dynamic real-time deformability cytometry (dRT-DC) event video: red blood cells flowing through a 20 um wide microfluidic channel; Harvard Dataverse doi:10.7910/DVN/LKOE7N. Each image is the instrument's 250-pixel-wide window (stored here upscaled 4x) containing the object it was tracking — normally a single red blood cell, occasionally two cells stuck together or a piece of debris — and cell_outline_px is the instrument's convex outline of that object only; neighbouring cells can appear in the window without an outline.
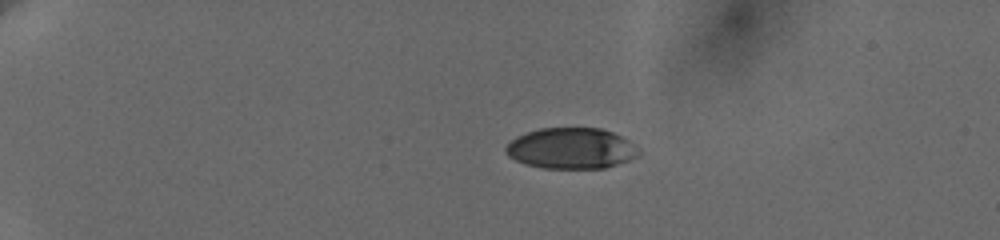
{"species": "human", "species_latin": "Homo sapiens", "temperature_condition": "cold", "stored_images_in_passage": 46, "camera_frame_rate_fps": 3000, "um_per_image_px": 0.085, "donor": {"sex": "female"}, "frame": {"image": 1, "passage_image": 1, "time_ms": 0.0, "image_size_px": [1000, 240], "cell_outline_px": [[640, 156], [604, 168], [544, 168], [524, 164], [508, 156], [504, 152], [504, 148], [516, 136], [540, 128], [600, 128], [612, 132], [628, 140], [640, 152]], "centroid_in_image_um": [48.52, 12.61], "position_along_channel_um": 36.5, "area_um2": 31.56}}
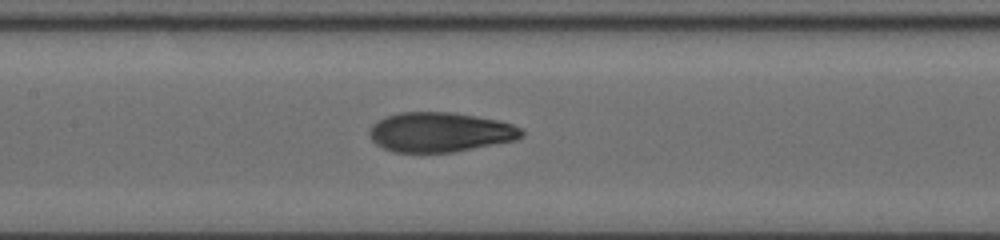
{"frame": {"image": 2, "passage_image": 19, "time_ms": 6.0, "image_size_px": [1000, 240], "cell_outline_px": [[524, 136], [516, 140], [456, 152], [392, 152], [376, 144], [368, 136], [368, 132], [372, 124], [388, 116], [400, 112], [448, 112], [476, 116], [500, 120], [512, 124], [520, 128], [524, 132]], "centroid_in_image_um": [37.42, 11.24], "position_along_channel_um": 170.0, "area_um2": 35.32}}
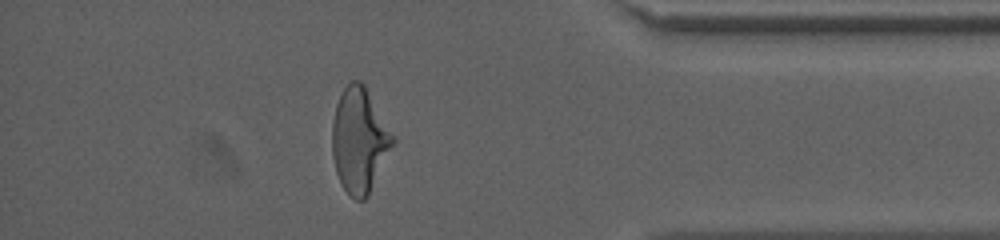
{"frame": {"image": 3, "passage_image": 40, "time_ms": 13.0, "image_size_px": [1000, 240], "cell_outline_px": [[396, 140], [368, 196], [364, 200], [356, 200], [344, 188], [336, 172], [332, 156], [332, 124], [336, 104], [344, 88], [352, 80], [360, 80], [364, 84]], "centroid_in_image_um": [30.54, 11.92], "position_along_channel_um": 404.7, "area_um2": 36.65}, "authors_computed_cell_mechanics": {"area_um2": 35.4025, "velocity_mm_per_s": 3.6376, "shape_relaxation_time_tau1_ms": 5.3339, "shape_relaxation_time_tau2_ms": 1.4413, "deformation_change_tau1": 0.1943, "deformation_change_tau2": 0.0826}}